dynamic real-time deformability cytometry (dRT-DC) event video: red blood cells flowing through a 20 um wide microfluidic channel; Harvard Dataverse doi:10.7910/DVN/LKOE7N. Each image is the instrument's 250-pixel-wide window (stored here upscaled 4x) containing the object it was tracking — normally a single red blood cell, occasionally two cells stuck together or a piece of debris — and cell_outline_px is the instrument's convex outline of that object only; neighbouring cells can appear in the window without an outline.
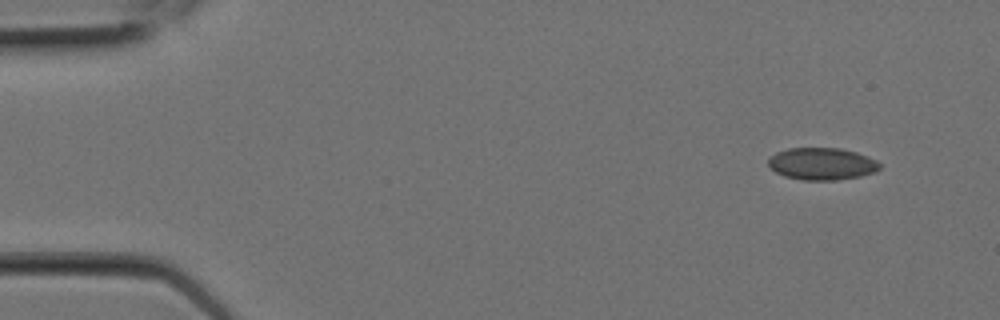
{"species": "Egyptian fruit bat (a non-hibernating species)", "species_latin": "Rousettus aegyptiacus", "temperature_condition": "room temperature", "stored_images_in_passage": 5, "camera_frame_rate_fps": 3000, "um_per_image_px": 0.085, "animal": {"sex": "female"}, "frame": {"image": 1, "passage_image": 1, "time_ms": 0.0, "image_size_px": [1000, 320], "cell_outline_px": [[880, 168], [876, 172], [860, 176], [836, 180], [800, 180], [784, 176], [776, 172], [768, 164], [768, 160], [776, 152], [788, 148], [840, 148], [856, 152], [868, 156], [876, 160], [880, 164]], "centroid_in_image_um": [69.87, 13.92], "position_along_channel_um": 15.1, "area_um2": 20.92}}
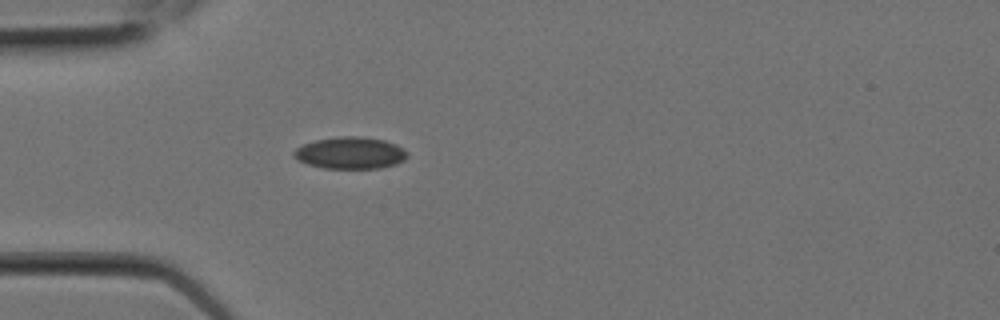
{"frame": {"image": 2, "passage_image": 5, "time_ms": 1.333, "image_size_px": [1000, 320], "cell_outline_px": [[408, 156], [404, 160], [396, 164], [380, 168], [324, 168], [308, 164], [292, 156], [292, 152], [296, 148], [304, 144], [316, 140], [340, 136], [360, 136], [384, 140], [396, 144], [404, 148], [408, 152]], "centroid_in_image_um": [29.8, 12.99], "position_along_channel_um": 55.2, "area_um2": 21.1}}